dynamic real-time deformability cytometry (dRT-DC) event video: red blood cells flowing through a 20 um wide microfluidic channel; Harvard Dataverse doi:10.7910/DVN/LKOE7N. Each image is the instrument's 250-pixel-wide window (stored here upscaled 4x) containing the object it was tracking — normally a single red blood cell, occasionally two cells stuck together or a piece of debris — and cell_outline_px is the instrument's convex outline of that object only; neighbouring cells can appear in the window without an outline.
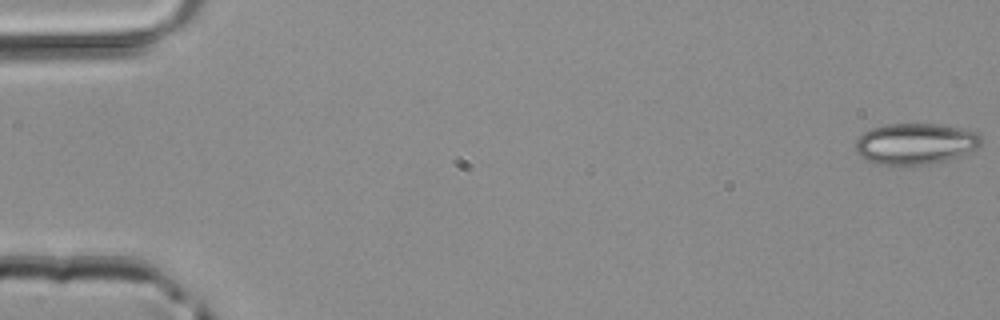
{"species": "common noctule bat (a hibernating species)", "species_latin": "Nyctalus noctula", "temperature_condition": "room temperature", "stored_images_in_passage": 48, "camera_frame_rate_fps": 3000, "um_per_image_px": 0.085, "animal": {"sex": "male", "body_mass_g": 20.4}, "frame": {"image": 1, "passage_image": 1, "time_ms": 0.0, "image_size_px": [1000, 320], "cell_outline_px": [[984, 140], [980, 148], [944, 160], [928, 164], [872, 164], [864, 160], [856, 152], [856, 136], [872, 128], [888, 124], [936, 124], [960, 128], [976, 132]], "centroid_in_image_um": [77.78, 12.21], "position_along_channel_um": 7.2, "area_um2": 30.11}}
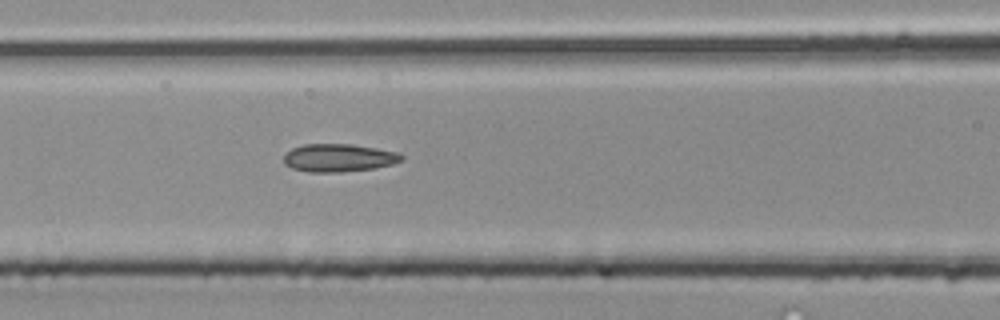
{"frame": {"image": 2, "passage_image": 21, "time_ms": 6.667, "image_size_px": [1000, 320], "cell_outline_px": [[404, 160], [392, 164], [376, 168], [340, 172], [308, 172], [292, 168], [284, 164], [284, 156], [292, 148], [304, 144], [352, 144], [400, 152], [404, 156]], "centroid_in_image_um": [28.83, 13.41], "position_along_channel_um": 137.8, "area_um2": 19.31}}
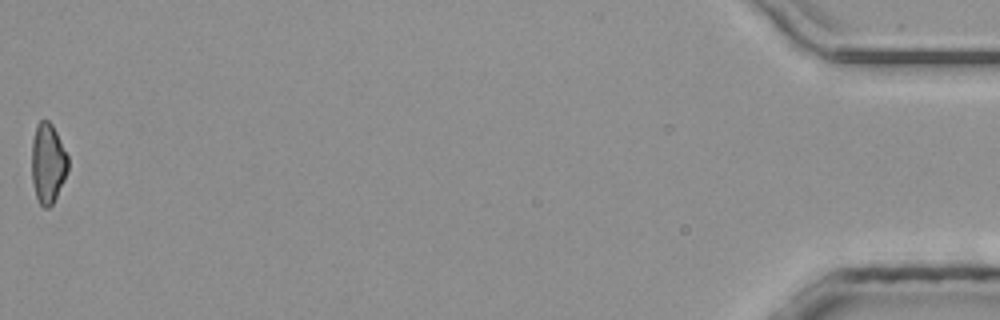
{"frame": {"image": 3, "passage_image": 48, "time_ms": 15.667, "image_size_px": [1000, 320], "cell_outline_px": [[68, 172], [52, 204], [48, 208], [44, 208], [40, 204], [36, 196], [32, 184], [32, 140], [36, 124], [40, 120], [48, 120], [52, 124], [68, 156]], "centroid_in_image_um": [4.06, 13.87], "position_along_channel_um": 431.1, "area_um2": 16.94}}